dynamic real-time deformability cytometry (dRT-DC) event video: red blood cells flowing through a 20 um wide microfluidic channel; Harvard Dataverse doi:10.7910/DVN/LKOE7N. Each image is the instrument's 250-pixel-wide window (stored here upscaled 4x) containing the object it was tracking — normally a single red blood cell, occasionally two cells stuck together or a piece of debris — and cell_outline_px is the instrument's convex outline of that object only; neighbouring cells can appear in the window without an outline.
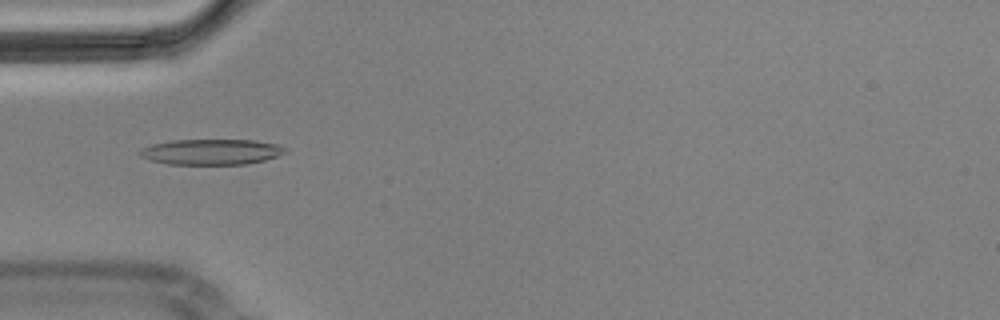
{"species": "Egyptian fruit bat (a non-hibernating species)", "species_latin": "Rousettus aegyptiacus", "temperature_condition": "cold", "stored_images_in_passage": 9, "camera_frame_rate_fps": 3000, "um_per_image_px": 0.085, "animal": {"sex": "male"}, "frame": {"image": 1, "passage_image": 4, "time_ms": 1.0, "image_size_px": [1000, 320], "cell_outline_px": [[288, 152], [264, 160], [248, 164], [168, 164], [152, 160], [140, 156], [136, 152], [140, 148], [152, 144], [172, 140], [256, 140], [276, 144], [284, 148]], "centroid_in_image_um": [17.93, 12.9], "position_along_channel_um": 67.1, "area_um2": 21.68}}